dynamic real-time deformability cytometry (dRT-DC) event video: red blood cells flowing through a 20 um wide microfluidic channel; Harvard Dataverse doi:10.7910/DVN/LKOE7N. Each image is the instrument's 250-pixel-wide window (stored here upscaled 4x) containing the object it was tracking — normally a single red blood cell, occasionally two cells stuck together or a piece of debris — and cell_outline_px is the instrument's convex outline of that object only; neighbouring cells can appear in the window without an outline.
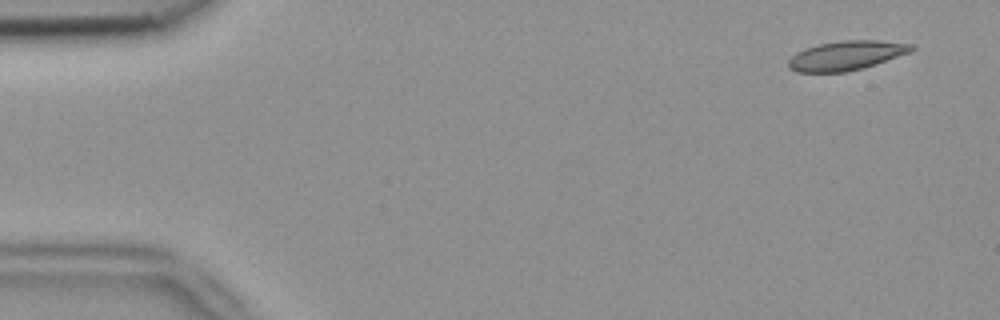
{"species": "common noctule bat (a hibernating species)", "species_latin": "Nyctalus noctula", "temperature_condition": "room temperature", "stored_images_in_passage": 4, "camera_frame_rate_fps": 3000, "um_per_image_px": 0.085, "animal": {"sex": "female", "body_mass_g": 18.4}, "frame": {"image": 1, "passage_image": 1, "time_ms": 0.0, "image_size_px": [1000, 320], "cell_outline_px": [[916, 48], [912, 52], [864, 68], [844, 72], [796, 72], [788, 68], [788, 60], [796, 52], [804, 48], [820, 44], [844, 40], [876, 40], [912, 44]], "centroid_in_image_um": [71.94, 4.72], "position_along_channel_um": 13.1, "area_um2": 21.15}}
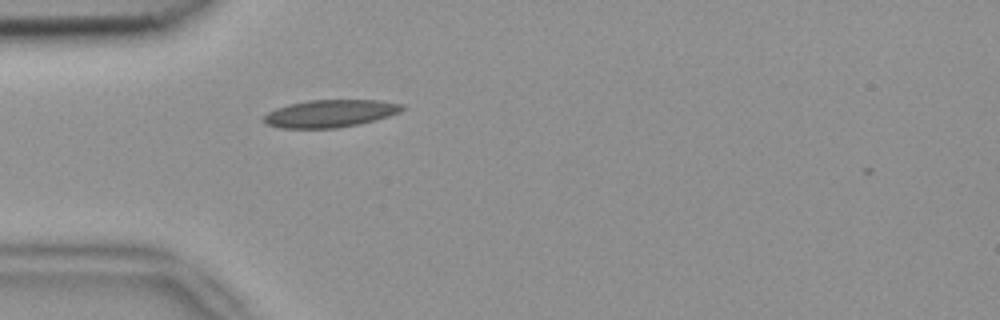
{"frame": {"image": 2, "passage_image": 4, "time_ms": 1.0, "image_size_px": [1000, 320], "cell_outline_px": [[404, 108], [400, 112], [376, 120], [360, 124], [336, 128], [280, 128], [264, 124], [260, 120], [268, 112], [276, 108], [288, 104], [308, 100], [380, 100], [404, 104]], "centroid_in_image_um": [28.04, 9.65], "position_along_channel_um": 57.0, "area_um2": 22.43}}